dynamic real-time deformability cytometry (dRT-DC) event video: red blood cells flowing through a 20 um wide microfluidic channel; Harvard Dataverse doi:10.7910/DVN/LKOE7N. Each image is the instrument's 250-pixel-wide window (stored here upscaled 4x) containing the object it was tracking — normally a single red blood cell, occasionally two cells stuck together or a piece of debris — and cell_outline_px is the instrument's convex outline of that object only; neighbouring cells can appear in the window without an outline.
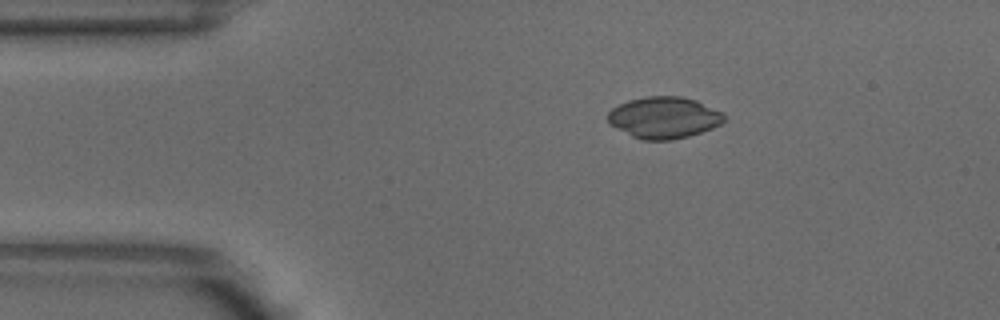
{"species": "common noctule bat (a hibernating species)", "species_latin": "Nyctalus noctula", "temperature_condition": "warm", "stored_images_in_passage": 5, "camera_frame_rate_fps": 3000, "um_per_image_px": 0.085, "animal": {"sex": "male", "body_mass_g": 18.8}, "frame": {"image": 1, "passage_image": 5, "time_ms": 1.333, "image_size_px": [1000, 320], "cell_outline_px": [[724, 120], [720, 124], [712, 128], [688, 136], [672, 140], [644, 140], [632, 136], [608, 124], [608, 112], [612, 108], [628, 100], [648, 96], [684, 96], [696, 100], [724, 112]], "centroid_in_image_um": [56.43, 9.98], "position_along_channel_um": 28.6, "area_um2": 28.21}}